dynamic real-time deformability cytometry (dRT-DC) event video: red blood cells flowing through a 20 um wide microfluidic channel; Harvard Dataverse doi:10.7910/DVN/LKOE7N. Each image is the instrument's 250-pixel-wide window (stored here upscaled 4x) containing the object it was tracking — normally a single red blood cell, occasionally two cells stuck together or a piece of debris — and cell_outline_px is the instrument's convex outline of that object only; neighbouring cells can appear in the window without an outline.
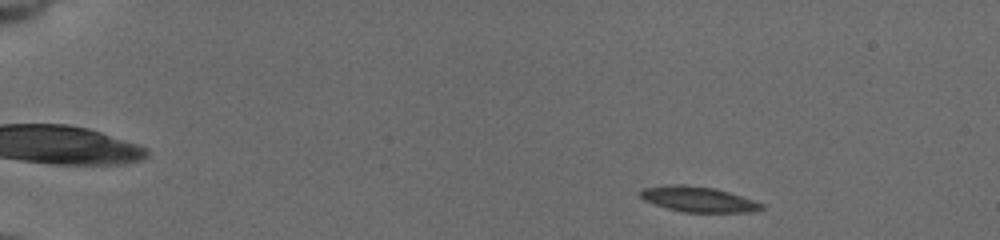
{"species": "common noctule bat (a hibernating species)", "species_latin": "Nyctalus noctula", "temperature_condition": "cold", "stored_images_in_passage": 53, "camera_frame_rate_fps": 3000, "um_per_image_px": 0.085, "animal": {"sex": "female", "body_mass_g": 19.5, "forearm_length_mm": 54.1}, "frame": {"image": 1, "passage_image": 5, "time_ms": 1.333, "image_size_px": [1000, 240], "cell_outline_px": [[764, 208], [752, 212], [684, 212], [668, 208], [644, 200], [640, 196], [640, 192], [644, 188], [668, 184], [684, 184], [716, 188], [764, 204]], "centroid_in_image_um": [59.35, 16.93], "position_along_channel_um": 25.6, "area_um2": 17.74}}
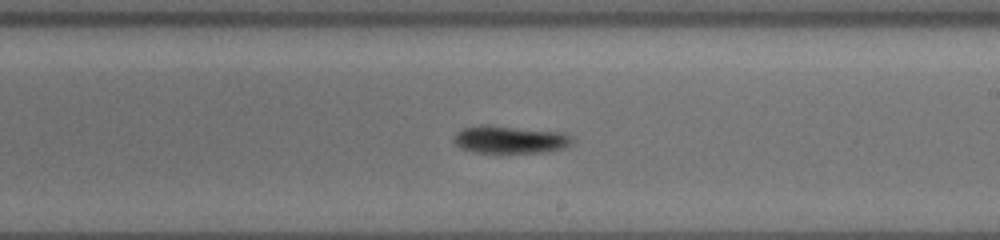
{"frame": {"image": 2, "passage_image": 32, "time_ms": 10.333, "image_size_px": [1000, 240], "cell_outline_px": [[572, 144], [564, 148], [548, 152], [472, 152], [460, 148], [452, 140], [456, 132], [464, 128], [480, 124], [488, 124], [564, 132], [572, 136]], "centroid_in_image_um": [43.35, 11.84], "position_along_channel_um": 245.6, "area_um2": 19.36}}
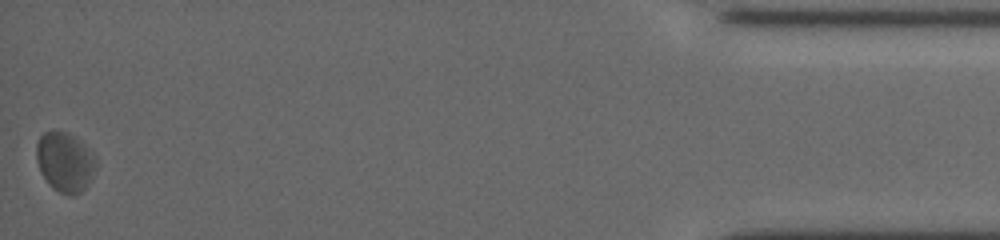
{"frame": {"image": 3, "passage_image": 53, "time_ms": 17.333, "image_size_px": [1000, 240], "cell_outline_px": [[96, 164], [84, 188], [80, 192], [72, 196], [68, 196], [52, 188], [48, 184], [40, 172], [36, 160], [36, 140], [44, 132], [68, 132], [84, 144], [96, 156]], "centroid_in_image_um": [5.48, 13.76], "position_along_channel_um": 429.7, "area_um2": 20.58}}